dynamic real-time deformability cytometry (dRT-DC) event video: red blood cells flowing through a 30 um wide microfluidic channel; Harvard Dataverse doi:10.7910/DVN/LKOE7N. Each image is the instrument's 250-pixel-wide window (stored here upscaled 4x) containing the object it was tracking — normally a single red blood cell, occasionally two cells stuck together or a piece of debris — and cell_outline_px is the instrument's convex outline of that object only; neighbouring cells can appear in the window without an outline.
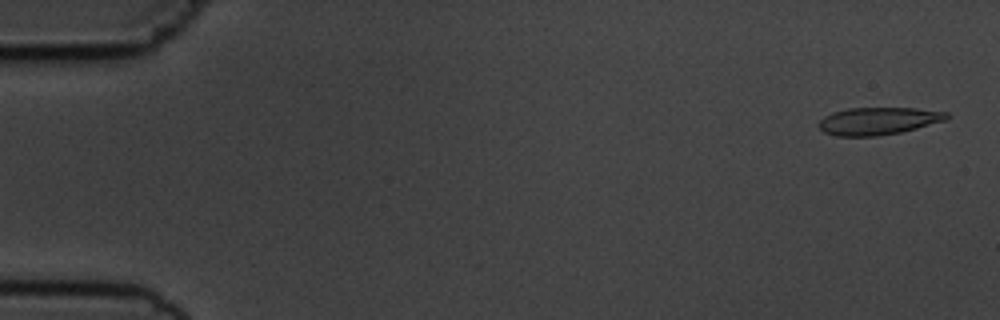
{"species": "common noctule bat (a hibernating species)", "species_latin": "Nyctalus noctula", "temperature_condition": "cold", "stored_images_in_passage": 5, "camera_frame_rate_fps": 3000, "um_per_image_px": 0.085, "animal": {"sex": "male", "body_mass_g": 19.5, "forearm_length_mm": 54.6}, "frame": {"image": 1, "passage_image": 1, "time_ms": 0.0, "image_size_px": [1000, 320], "cell_outline_px": [[948, 120], [900, 132], [876, 136], [836, 136], [824, 132], [816, 124], [824, 116], [832, 112], [848, 108], [916, 108], [948, 112]], "centroid_in_image_um": [74.64, 10.28], "position_along_channel_um": 10.4, "area_um2": 20.52}}